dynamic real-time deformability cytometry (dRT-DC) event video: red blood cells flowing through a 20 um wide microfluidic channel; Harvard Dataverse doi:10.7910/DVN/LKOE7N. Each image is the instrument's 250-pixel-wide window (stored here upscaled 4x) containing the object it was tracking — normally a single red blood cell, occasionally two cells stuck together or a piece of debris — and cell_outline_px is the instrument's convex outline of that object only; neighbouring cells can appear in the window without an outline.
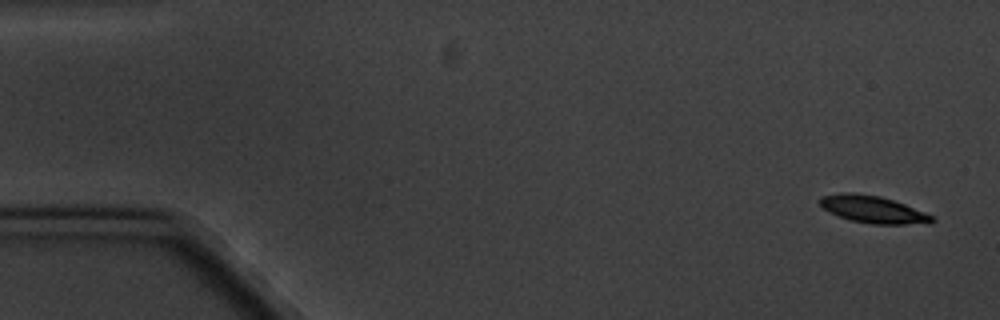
{"species": "common noctule bat (a hibernating species)", "species_latin": "Nyctalus noctula", "temperature_condition": "cold", "stored_images_in_passage": 6, "camera_frame_rate_fps": 3000, "um_per_image_px": 0.085, "animal": {"sex": "male", "body_mass_g": 20.1, "forearm_length_mm": 53.5}, "frame": {"image": 1, "passage_image": 1, "time_ms": 0.0, "image_size_px": [1000, 320], "cell_outline_px": [[936, 220], [932, 224], [872, 224], [852, 220], [828, 212], [820, 204], [820, 196], [840, 192], [852, 192], [880, 196], [904, 204], [924, 212], [932, 216]], "centroid_in_image_um": [74.21, 17.8], "position_along_channel_um": 10.8, "area_um2": 17.74}}